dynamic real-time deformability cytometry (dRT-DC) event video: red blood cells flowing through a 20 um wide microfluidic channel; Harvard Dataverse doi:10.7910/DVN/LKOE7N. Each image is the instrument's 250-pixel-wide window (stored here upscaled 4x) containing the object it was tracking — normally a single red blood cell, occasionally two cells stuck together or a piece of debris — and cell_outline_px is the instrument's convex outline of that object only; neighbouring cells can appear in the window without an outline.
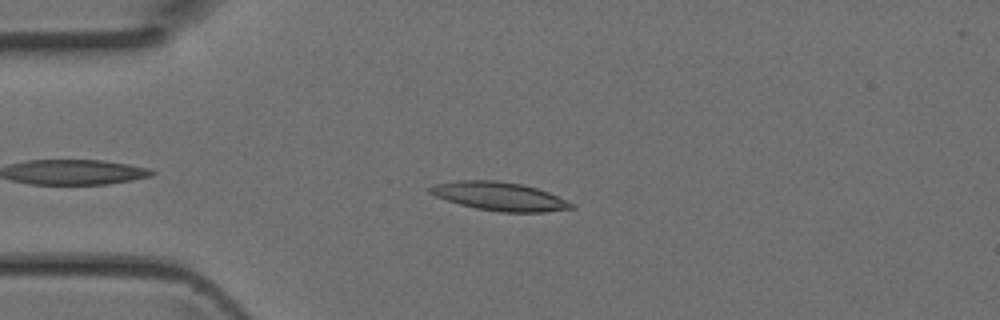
{"species": "Egyptian fruit bat (a non-hibernating species)", "species_latin": "Rousettus aegyptiacus", "temperature_condition": "room temperature", "stored_images_in_passage": 11, "camera_frame_rate_fps": 3000, "um_per_image_px": 0.085, "animal": {"sex": "female"}, "frame": {"image": 1, "passage_image": 5, "time_ms": 1.333, "image_size_px": [1000, 320], "cell_outline_px": [[576, 208], [544, 212], [500, 212], [476, 208], [460, 204], [436, 196], [428, 192], [428, 188], [432, 184], [456, 180], [492, 180], [520, 184], [536, 188], [548, 192], [576, 204]], "centroid_in_image_um": [42.46, 16.69], "position_along_channel_um": 42.5, "area_um2": 23.47}}
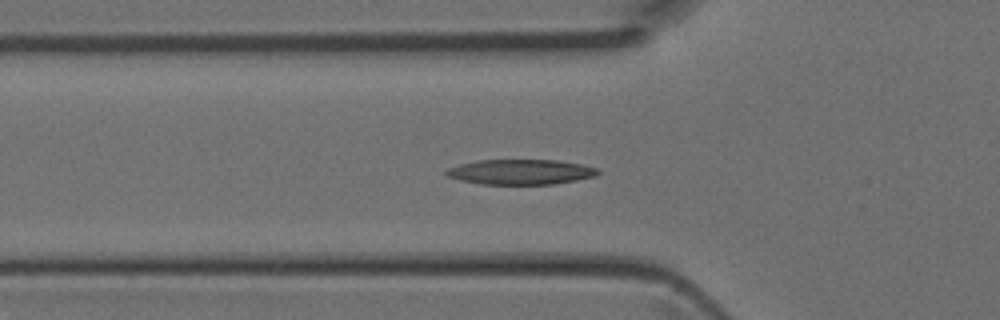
{"frame": {"image": 2, "passage_image": 9, "time_ms": 2.667, "image_size_px": [1000, 320], "cell_outline_px": [[600, 172], [596, 176], [576, 180], [552, 184], [480, 184], [460, 180], [448, 176], [444, 172], [448, 168], [460, 164], [480, 160], [556, 160], [580, 164], [600, 168]], "centroid_in_image_um": [44.28, 14.61], "position_along_channel_um": 81.5, "area_um2": 22.14}}